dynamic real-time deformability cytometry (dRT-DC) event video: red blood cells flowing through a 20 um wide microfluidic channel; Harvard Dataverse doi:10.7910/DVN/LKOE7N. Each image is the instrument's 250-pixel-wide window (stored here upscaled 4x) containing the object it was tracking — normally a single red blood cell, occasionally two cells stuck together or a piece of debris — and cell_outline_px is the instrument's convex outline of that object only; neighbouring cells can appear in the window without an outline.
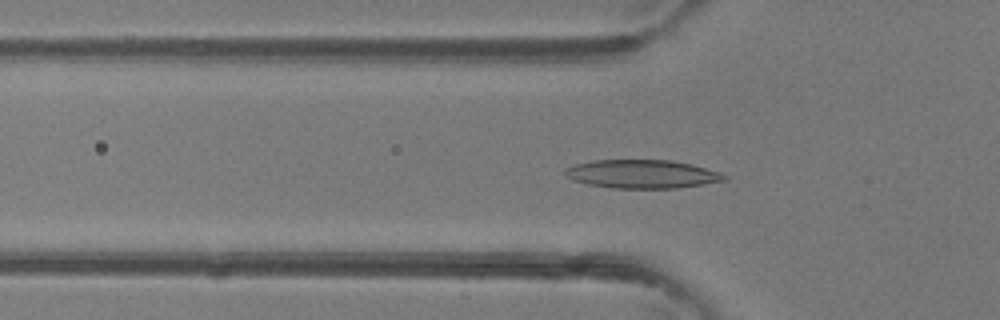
{"species": "common noctule bat (a hibernating species)", "species_latin": "Nyctalus noctula", "temperature_condition": "room temperature", "stored_images_in_passage": 47, "camera_frame_rate_fps": 3000, "um_per_image_px": 0.085, "animal": {"sex": "female"}, "frame": {"image": 1, "passage_image": 15, "time_ms": 4.667, "image_size_px": [1000, 320], "cell_outline_px": [[728, 180], [704, 184], [676, 188], [612, 188], [588, 184], [572, 180], [564, 176], [564, 168], [576, 164], [592, 160], [672, 160], [692, 164], [720, 172], [728, 176]], "centroid_in_image_um": [54.57, 14.79], "position_along_channel_um": 71.2, "area_um2": 26.65}}
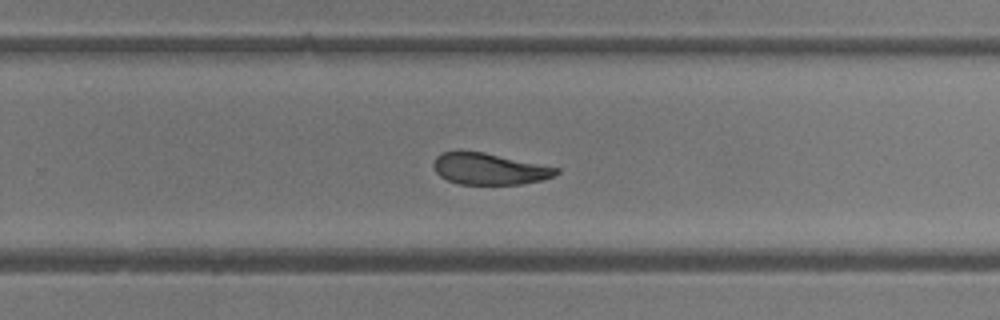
{"frame": {"image": 2, "passage_image": 30, "time_ms": 9.667, "image_size_px": [1000, 320], "cell_outline_px": [[560, 172], [552, 176], [540, 180], [520, 184], [460, 184], [448, 180], [440, 176], [436, 172], [432, 164], [436, 156], [444, 152], [484, 152], [560, 168]], "centroid_in_image_um": [41.59, 14.36], "position_along_channel_um": 288.2, "area_um2": 22.2}}
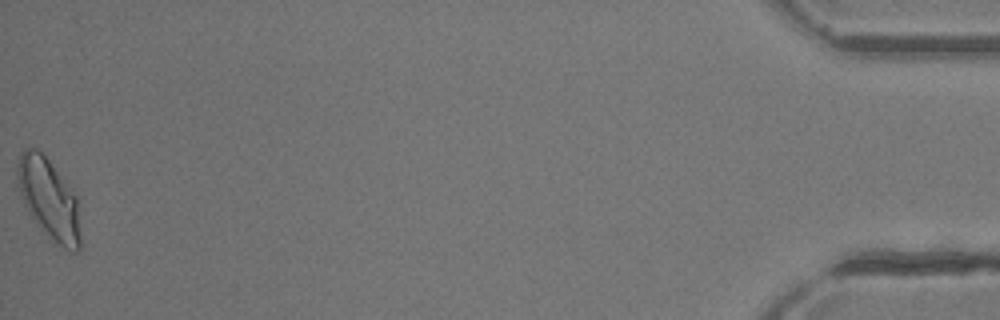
{"frame": {"image": 3, "passage_image": 47, "time_ms": 15.333, "image_size_px": [1000, 320], "cell_outline_px": [[80, 248], [76, 252], [72, 252], [52, 244], [36, 224], [24, 204], [16, 184], [16, 168], [20, 152], [24, 148], [36, 148], [48, 160], [76, 196], [80, 236]], "centroid_in_image_um": [4.11, 16.97], "position_along_channel_um": 431.1, "area_um2": 29.77}, "authors_computed_cell_mechanics": {"area_um2": 24.6806, "velocity_mm_per_s": 4.3349, "shape_relaxation_time_tau1_ms": 5.232, "shape_relaxation_time_tau2_ms": 2.1871, "deformation_change_tau1": 0.1587, "deformation_change_tau2": 0.0949}}